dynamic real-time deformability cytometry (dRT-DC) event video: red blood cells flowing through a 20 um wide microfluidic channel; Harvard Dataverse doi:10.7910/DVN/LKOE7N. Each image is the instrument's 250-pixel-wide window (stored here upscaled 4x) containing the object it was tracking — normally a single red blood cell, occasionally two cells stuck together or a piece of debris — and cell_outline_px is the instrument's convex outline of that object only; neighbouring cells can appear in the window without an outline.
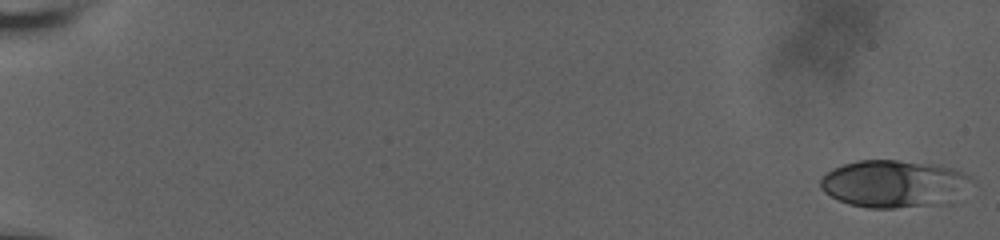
{"species": "human", "species_latin": "Homo sapiens", "temperature_condition": "room temperature", "stored_images_in_passage": 53, "camera_frame_rate_fps": 3000, "um_per_image_px": 0.085, "donor": {"sex": "male"}, "frame": {"image": 1, "passage_image": 1, "time_ms": 0.0, "image_size_px": [1000, 240], "cell_outline_px": [[972, 176], [968, 180], [932, 204], [892, 208], [868, 208], [848, 204], [824, 192], [820, 188], [820, 180], [832, 168], [844, 164], [860, 160], [896, 160], [940, 164], [952, 168]], "centroid_in_image_um": [75.74, 15.56], "position_along_channel_um": 9.3, "area_um2": 39.71}}
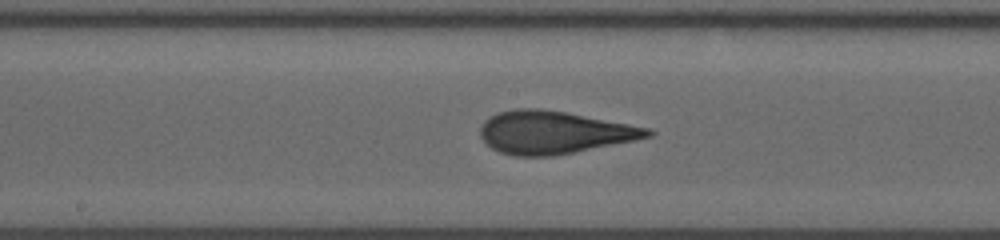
{"frame": {"image": 2, "passage_image": 30, "time_ms": 11.0, "image_size_px": [1000, 240], "cell_outline_px": [[656, 132], [652, 136], [552, 156], [516, 156], [500, 152], [492, 148], [480, 136], [480, 128], [484, 120], [488, 116], [496, 112], [516, 108], [540, 108], [564, 112], [652, 128]], "centroid_in_image_um": [47.04, 11.23], "position_along_channel_um": 201.2, "area_um2": 41.38}}
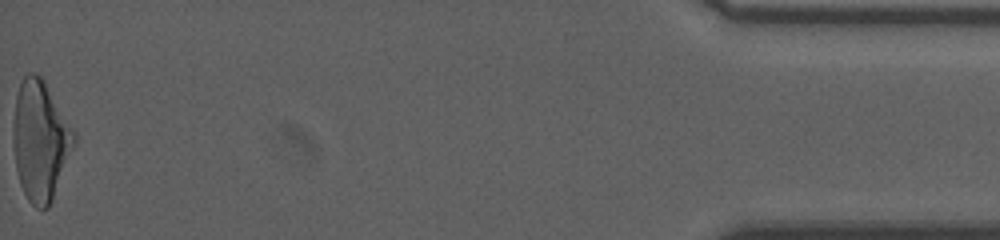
{"frame": {"image": 3, "passage_image": 53, "time_ms": 19.667, "image_size_px": [1000, 240], "cell_outline_px": [[76, 144], [52, 200], [48, 208], [36, 208], [28, 200], [20, 184], [16, 168], [12, 144], [12, 124], [16, 96], [20, 84], [24, 76], [28, 72], [36, 72], [44, 80], [76, 132]], "centroid_in_image_um": [3.43, 11.93], "position_along_channel_um": 431.8, "area_um2": 42.95}, "authors_computed_cell_mechanics": {"area_um2": 40.46, "velocity_mm_per_s": 3.6685, "shape_relaxation_time_tau1_ms": null, "shape_relaxation_time_tau2_ms": 0.9853, "deformation_change_tau1": null, "deformation_change_tau2": 0.0837}}